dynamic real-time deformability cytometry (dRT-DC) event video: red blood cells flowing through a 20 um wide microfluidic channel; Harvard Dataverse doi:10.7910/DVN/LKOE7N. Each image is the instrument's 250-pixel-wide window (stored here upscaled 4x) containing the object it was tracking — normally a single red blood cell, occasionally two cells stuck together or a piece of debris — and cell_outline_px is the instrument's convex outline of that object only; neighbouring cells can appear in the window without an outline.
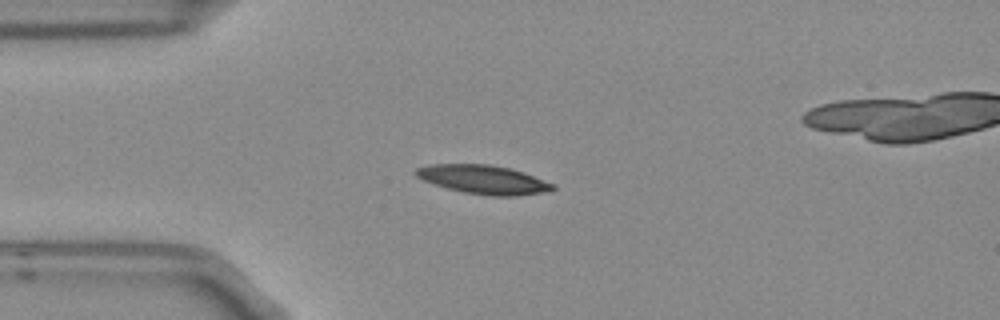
{"species": "Egyptian fruit bat (a non-hibernating species)", "species_latin": "Rousettus aegyptiacus", "temperature_condition": "room temperature", "stored_images_in_passage": 7, "camera_frame_rate_fps": 3000, "um_per_image_px": 0.085, "frame": {"image": 1, "passage_image": 4, "time_ms": 1.0, "image_size_px": [1000, 320], "cell_outline_px": [[556, 188], [540, 192], [516, 196], [492, 196], [464, 192], [448, 188], [424, 180], [416, 176], [412, 172], [416, 168], [428, 164], [488, 164], [508, 168], [556, 184]], "centroid_in_image_um": [41.04, 15.25], "position_along_channel_um": 44.0, "area_um2": 22.6}}
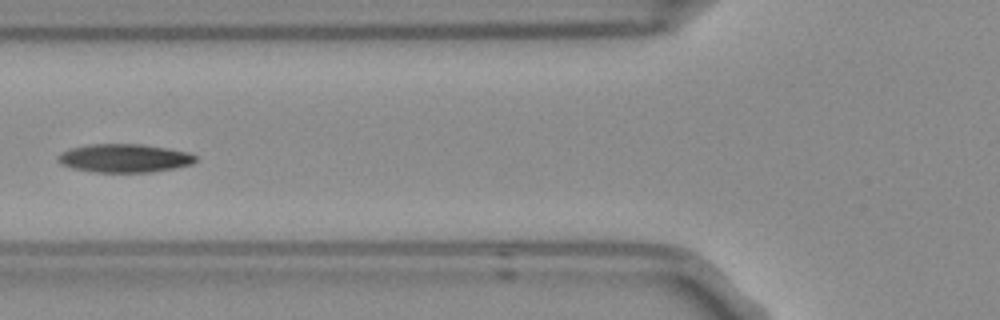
{"frame": {"image": 2, "passage_image": 6, "time_ms": 1.667, "image_size_px": [1000, 320], "cell_outline_px": [[196, 160], [192, 164], [152, 172], [96, 172], [72, 168], [60, 164], [56, 160], [56, 156], [60, 152], [68, 148], [88, 144], [140, 144], [168, 148], [188, 152], [196, 156]], "centroid_in_image_um": [10.51, 13.44], "position_along_channel_um": 115.3, "area_um2": 22.95}}